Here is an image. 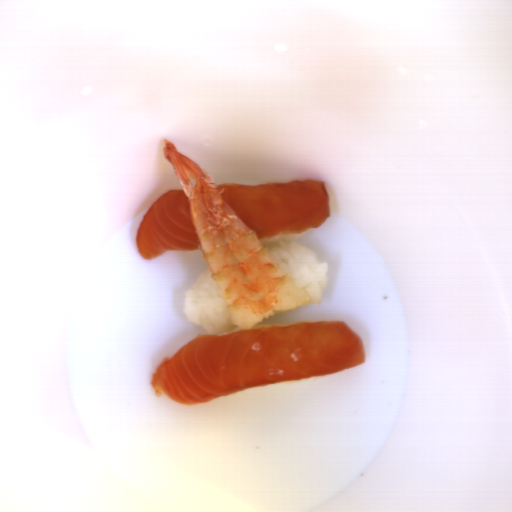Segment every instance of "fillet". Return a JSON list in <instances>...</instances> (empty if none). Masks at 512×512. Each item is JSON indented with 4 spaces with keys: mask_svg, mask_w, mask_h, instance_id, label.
Returning a JSON list of instances; mask_svg holds the SVG:
<instances>
[{
    "mask_svg": "<svg viewBox=\"0 0 512 512\" xmlns=\"http://www.w3.org/2000/svg\"><path fill=\"white\" fill-rule=\"evenodd\" d=\"M136 246L146 260L203 249L183 189L165 191L148 208L137 228Z\"/></svg>",
    "mask_w": 512,
    "mask_h": 512,
    "instance_id": "obj_3",
    "label": "fillet"
},
{
    "mask_svg": "<svg viewBox=\"0 0 512 512\" xmlns=\"http://www.w3.org/2000/svg\"><path fill=\"white\" fill-rule=\"evenodd\" d=\"M365 362L364 341L346 322L304 321L226 335L198 334L162 359L151 384L155 396L187 407Z\"/></svg>",
    "mask_w": 512,
    "mask_h": 512,
    "instance_id": "obj_1",
    "label": "fillet"
},
{
    "mask_svg": "<svg viewBox=\"0 0 512 512\" xmlns=\"http://www.w3.org/2000/svg\"><path fill=\"white\" fill-rule=\"evenodd\" d=\"M217 186L220 192L224 189L222 199L258 240L320 227L331 215L329 193L322 180Z\"/></svg>",
    "mask_w": 512,
    "mask_h": 512,
    "instance_id": "obj_2",
    "label": "fillet"
}]
</instances>
